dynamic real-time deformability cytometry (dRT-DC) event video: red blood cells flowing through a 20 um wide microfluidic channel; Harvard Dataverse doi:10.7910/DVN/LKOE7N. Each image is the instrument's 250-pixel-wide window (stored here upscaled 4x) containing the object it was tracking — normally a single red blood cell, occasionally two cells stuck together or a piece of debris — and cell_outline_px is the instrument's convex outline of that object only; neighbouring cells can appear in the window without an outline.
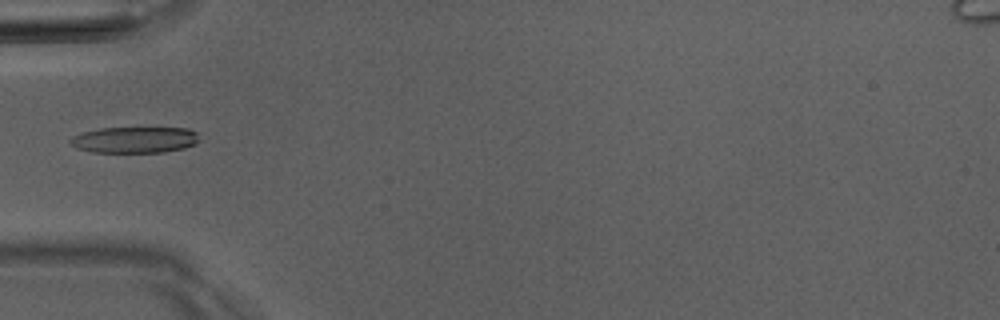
{"species": "Egyptian fruit bat (a non-hibernating species)", "species_latin": "Rousettus aegyptiacus", "temperature_condition": "room temperature", "stored_images_in_passage": 4, "camera_frame_rate_fps": 3000, "um_per_image_px": 0.085, "animal": {"sex": "male"}, "frame": {"image": 1, "passage_image": 3, "time_ms": 3.333, "image_size_px": [1000, 320], "cell_outline_px": [[200, 140], [196, 144], [184, 148], [164, 152], [92, 152], [76, 148], [68, 140], [72, 136], [84, 132], [100, 128], [188, 128], [196, 132]], "centroid_in_image_um": [11.46, 11.88], "position_along_channel_um": 73.5, "area_um2": 19.71}}